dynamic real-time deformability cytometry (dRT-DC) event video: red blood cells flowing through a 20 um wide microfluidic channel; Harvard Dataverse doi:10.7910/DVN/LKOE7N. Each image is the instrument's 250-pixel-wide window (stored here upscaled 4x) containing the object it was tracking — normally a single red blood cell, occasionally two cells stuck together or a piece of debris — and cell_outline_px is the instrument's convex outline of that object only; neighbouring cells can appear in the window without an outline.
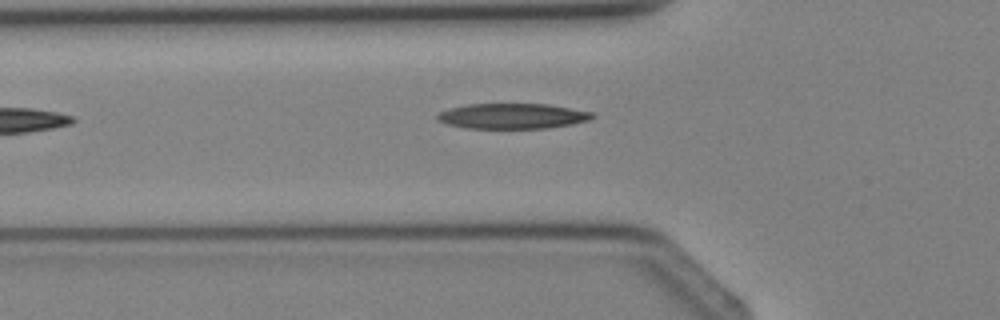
{"species": "Egyptian fruit bat (a non-hibernating species)", "species_latin": "Rousettus aegyptiacus", "temperature_condition": "cold", "stored_images_in_passage": 2, "camera_frame_rate_fps": 3000, "um_per_image_px": 0.085, "animal": {"sex": "female"}, "frame": {"image": 1, "passage_image": 2, "time_ms": 1.0, "image_size_px": [1000, 320], "cell_outline_px": [[596, 116], [588, 120], [572, 124], [548, 128], [464, 128], [444, 124], [436, 120], [436, 116], [440, 112], [448, 108], [468, 104], [548, 104], [592, 112]], "centroid_in_image_um": [43.51, 9.87], "position_along_channel_um": 82.3, "area_um2": 23.0}}